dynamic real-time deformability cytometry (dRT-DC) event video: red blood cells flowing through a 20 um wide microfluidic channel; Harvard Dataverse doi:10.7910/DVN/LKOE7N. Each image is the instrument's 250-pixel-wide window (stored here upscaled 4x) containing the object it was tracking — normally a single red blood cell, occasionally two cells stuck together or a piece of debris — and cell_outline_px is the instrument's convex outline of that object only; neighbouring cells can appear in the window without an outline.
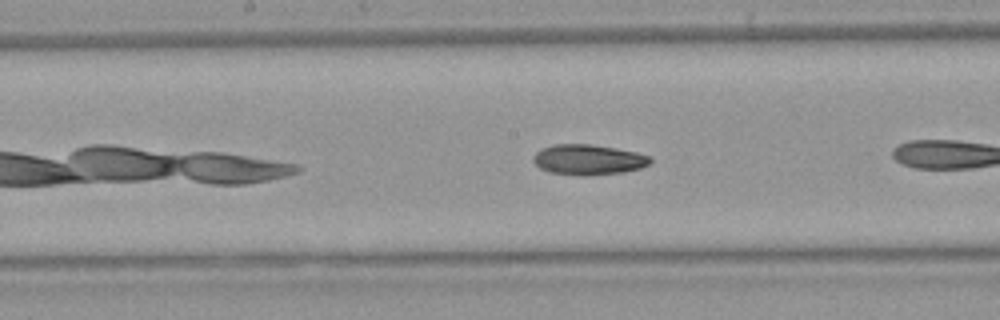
{"species": "Egyptian fruit bat (a non-hibernating species)", "species_latin": "Rousettus aegyptiacus", "temperature_condition": "warm", "stored_images_in_passage": 26, "camera_frame_rate_fps": 3000, "um_per_image_px": 0.085, "animal": {"sex": "female"}, "frame": {"image": 1, "passage_image": 12, "time_ms": 3.667, "image_size_px": [1000, 320], "cell_outline_px": [[652, 160], [648, 164], [640, 168], [624, 172], [584, 176], [580, 176], [548, 172], [540, 168], [532, 160], [532, 156], [536, 152], [552, 144], [592, 144], [616, 148], [636, 152], [648, 156]], "centroid_in_image_um": [49.97, 13.57], "position_along_channel_um": 198.2, "area_um2": 20.75}}
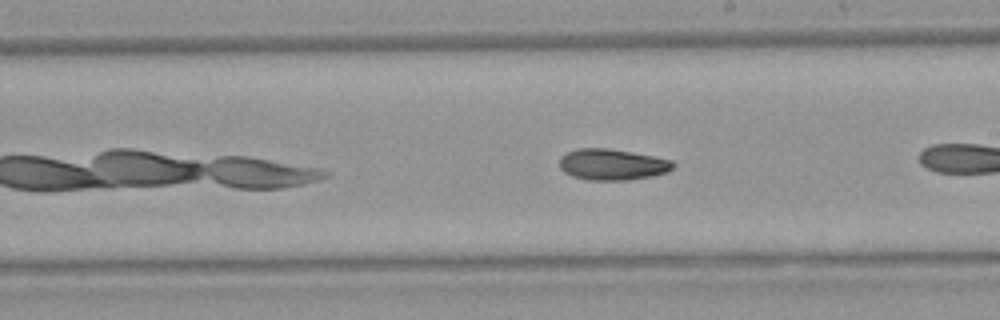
{"frame": {"image": 2, "passage_image": 15, "time_ms": 4.667, "image_size_px": [1000, 320], "cell_outline_px": [[676, 164], [668, 172], [652, 176], [628, 180], [588, 180], [572, 176], [564, 172], [560, 168], [560, 156], [576, 148], [608, 148], [632, 152], [672, 160]], "centroid_in_image_um": [52.04, 13.98], "position_along_channel_um": 237.0, "area_um2": 20.69}}